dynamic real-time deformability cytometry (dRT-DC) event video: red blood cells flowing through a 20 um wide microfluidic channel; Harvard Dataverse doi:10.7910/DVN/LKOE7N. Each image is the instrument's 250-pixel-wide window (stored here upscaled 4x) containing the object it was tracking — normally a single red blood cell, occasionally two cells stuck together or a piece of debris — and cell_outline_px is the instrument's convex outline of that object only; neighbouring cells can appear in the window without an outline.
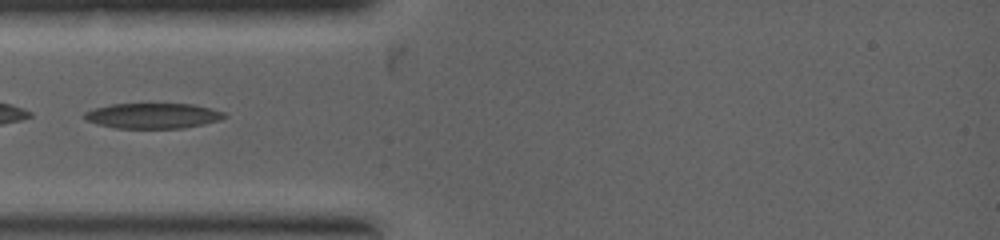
{"species": "common noctule bat (a hibernating species)", "species_latin": "Nyctalus noctula", "temperature_condition": "warm", "stored_images_in_passage": 3, "camera_frame_rate_fps": 5000, "um_per_image_px": 0.085, "animal": {"sex": "female", "body_mass_g": 19.0, "forearm_length_mm": 53.3}, "frame": {"image": 1, "passage_image": 1, "time_ms": 0.0, "image_size_px": [1000, 240], "cell_outline_px": [[228, 116], [220, 120], [204, 124], [184, 128], [116, 128], [96, 124], [84, 120], [80, 116], [84, 112], [96, 108], [112, 104], [192, 104], [212, 108], [224, 112]], "centroid_in_image_um": [12.98, 9.84], "position_along_channel_um": 72.0, "area_um2": 20.87}}